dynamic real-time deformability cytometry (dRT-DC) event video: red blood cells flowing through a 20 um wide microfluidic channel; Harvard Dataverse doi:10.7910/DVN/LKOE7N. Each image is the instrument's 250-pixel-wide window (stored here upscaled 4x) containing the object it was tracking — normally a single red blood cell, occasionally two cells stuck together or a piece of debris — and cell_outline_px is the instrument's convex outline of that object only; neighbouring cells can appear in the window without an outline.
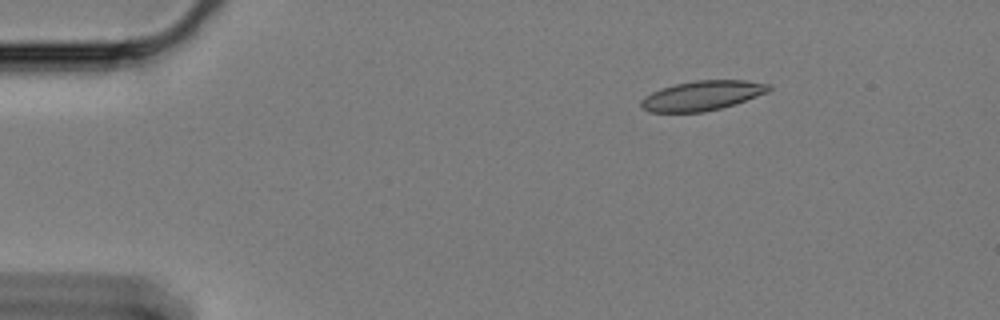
{"species": "Egyptian fruit bat (a non-hibernating species)", "species_latin": "Rousettus aegyptiacus", "temperature_condition": "cold", "stored_images_in_passage": 52, "camera_frame_rate_fps": 3000, "um_per_image_px": 0.085, "animal": {"sex": "female"}, "frame": {"image": 1, "passage_image": 1, "time_ms": 0.0, "image_size_px": [1000, 320], "cell_outline_px": [[772, 88], [768, 92], [736, 104], [704, 112], [652, 112], [640, 108], [640, 100], [644, 96], [660, 88], [676, 84], [696, 80], [744, 80], [772, 84]], "centroid_in_image_um": [59.69, 8.12], "position_along_channel_um": 25.3, "area_um2": 22.25}}
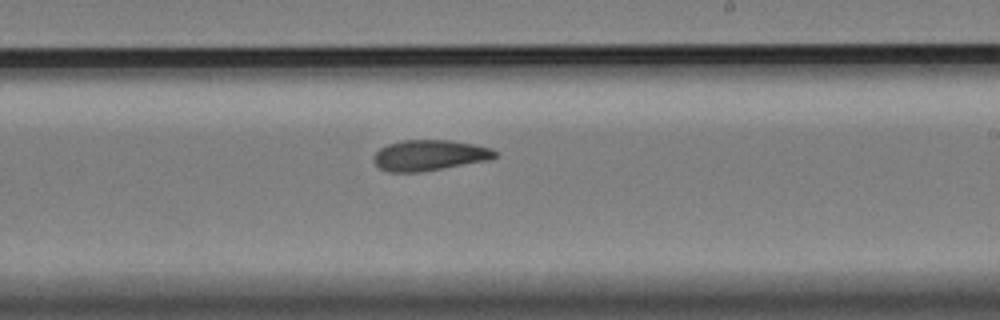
{"frame": {"image": 2, "passage_image": 28, "time_ms": 9.0, "image_size_px": [1000, 320], "cell_outline_px": [[496, 156], [492, 160], [420, 172], [388, 172], [380, 168], [372, 160], [372, 156], [380, 148], [388, 144], [404, 140], [448, 140], [472, 144], [492, 148], [496, 152]], "centroid_in_image_um": [36.5, 13.2], "position_along_channel_um": 252.5, "area_um2": 21.79}}
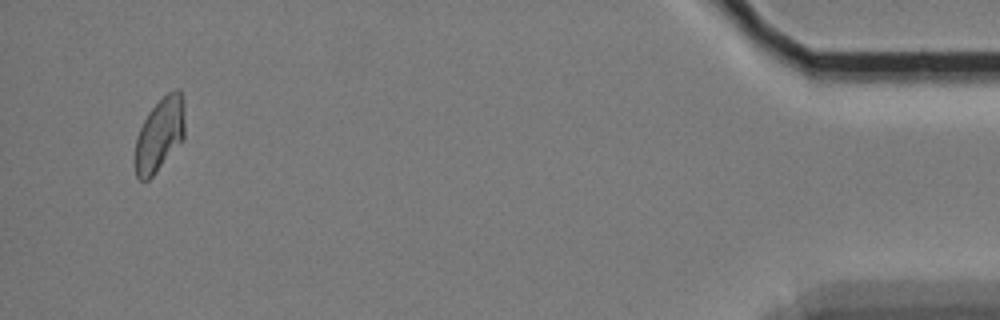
{"frame": {"image": 3, "passage_image": 50, "time_ms": 16.333, "image_size_px": [1000, 320], "cell_outline_px": [[184, 140], [156, 172], [148, 180], [140, 180], [136, 176], [132, 160], [136, 136], [148, 112], [168, 92], [176, 88], [180, 88], [184, 100]], "centroid_in_image_um": [13.55, 11.46], "position_along_channel_um": 421.7, "area_um2": 21.91}, "authors_computed_cell_mechanics": {"area_um2": 22.1374, "velocity_mm_per_s": 3.3087, "shape_relaxation_time_tau1_ms": null, "shape_relaxation_time_tau2_ms": 6.5355, "deformation_change_tau1": null, "deformation_change_tau2": 0.1158}}